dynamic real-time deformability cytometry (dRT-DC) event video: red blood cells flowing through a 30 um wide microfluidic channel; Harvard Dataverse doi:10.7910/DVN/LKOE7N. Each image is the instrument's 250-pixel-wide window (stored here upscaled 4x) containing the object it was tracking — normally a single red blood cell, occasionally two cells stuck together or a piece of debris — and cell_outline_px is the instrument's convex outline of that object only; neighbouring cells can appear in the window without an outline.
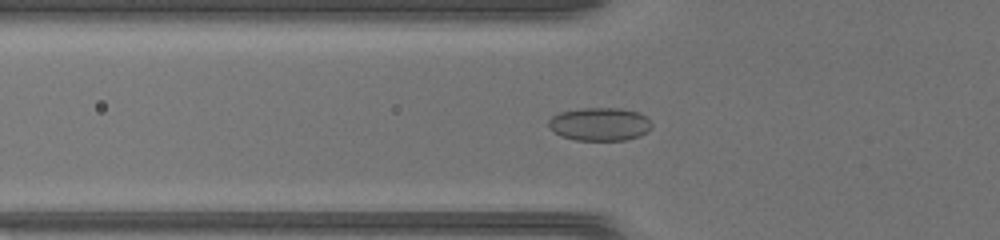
{"species": "common noctule bat (a hibernating species)", "species_latin": "Nyctalus noctula", "temperature_condition": "warm", "stored_images_in_passage": 32, "camera_frame_rate_fps": 3000, "um_per_image_px": 0.085, "animal": {"sex": "female", "body_mass_g": 17.0, "forearm_length_mm": 48.0}, "frame": {"image": 1, "passage_image": 3, "time_ms": 0.667, "image_size_px": [1000, 240], "cell_outline_px": [[652, 128], [648, 132], [640, 136], [624, 140], [576, 140], [560, 136], [548, 128], [548, 120], [552, 116], [560, 112], [580, 108], [620, 108], [640, 112], [652, 124]], "centroid_in_image_um": [50.96, 10.55], "position_along_channel_um": 74.8, "area_um2": 20.17}}
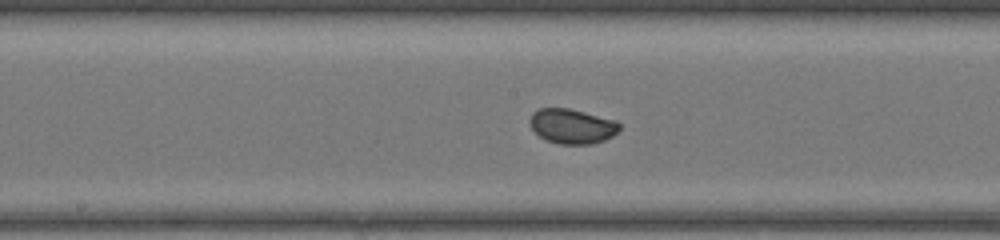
{"frame": {"image": 2, "passage_image": 12, "time_ms": 3.667, "image_size_px": [1000, 240], "cell_outline_px": [[620, 128], [612, 136], [604, 140], [592, 144], [556, 144], [544, 140], [528, 124], [528, 120], [532, 112], [540, 108], [568, 108], [616, 120], [620, 124]], "centroid_in_image_um": [48.59, 10.73], "position_along_channel_um": 199.6, "area_um2": 18.32}}
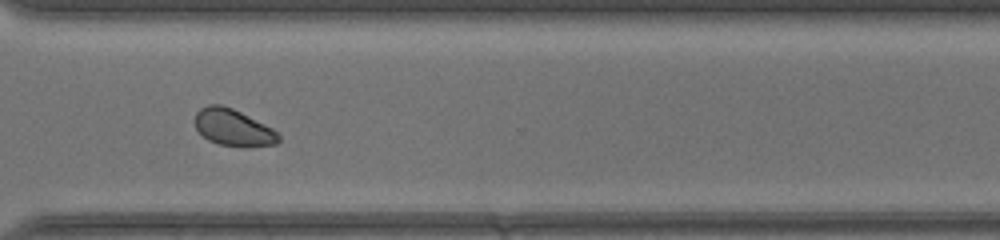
{"frame": {"image": 3, "passage_image": 23, "time_ms": 7.333, "image_size_px": [1000, 240], "cell_outline_px": [[280, 140], [276, 144], [248, 148], [244, 148], [220, 144], [208, 140], [196, 128], [196, 112], [200, 108], [208, 104], [220, 104], [232, 108], [272, 128], [280, 136]], "centroid_in_image_um": [19.84, 10.86], "position_along_channel_um": 350.8, "area_um2": 17.92}, "authors_computed_cell_mechanics": {"area_um2": 18.5538, "velocity_mm_per_s": 4.1307, "shape_relaxation_time_tau1_ms": 1.1156, "shape_relaxation_time_tau2_ms": null, "deformation_change_tau1": 0.0776, "deformation_change_tau2": null}}